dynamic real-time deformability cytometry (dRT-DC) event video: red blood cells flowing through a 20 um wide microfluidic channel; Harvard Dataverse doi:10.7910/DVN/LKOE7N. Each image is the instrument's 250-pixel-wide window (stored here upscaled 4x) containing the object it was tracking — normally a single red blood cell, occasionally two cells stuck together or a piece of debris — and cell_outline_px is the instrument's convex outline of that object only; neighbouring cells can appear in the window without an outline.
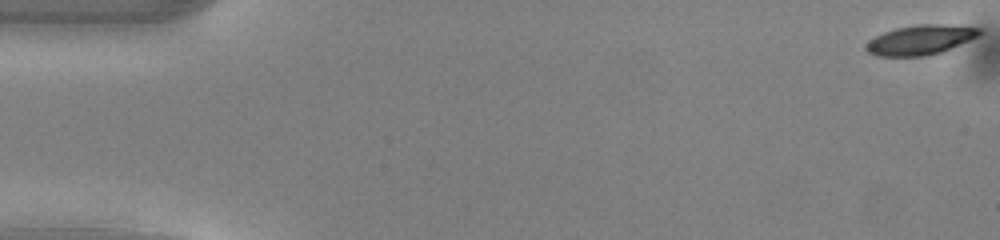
{"species": "common noctule bat (a hibernating species)", "species_latin": "Nyctalus noctula", "temperature_condition": "warm", "stored_images_in_passage": 51, "camera_frame_rate_fps": 3000, "um_per_image_px": 0.085, "animal": {"sex": "male", "body_mass_g": 13.0, "forearm_length_mm": 53.1}, "frame": {"image": 1, "passage_image": 1, "time_ms": 0.0, "image_size_px": [1000, 240], "cell_outline_px": [[984, 32], [980, 36], [940, 52], [924, 56], [876, 56], [868, 52], [864, 48], [864, 44], [868, 40], [884, 32], [896, 28], [916, 24], [944, 24], [984, 28]], "centroid_in_image_um": [78.25, 3.38], "position_along_channel_um": 6.8, "area_um2": 19.83}}
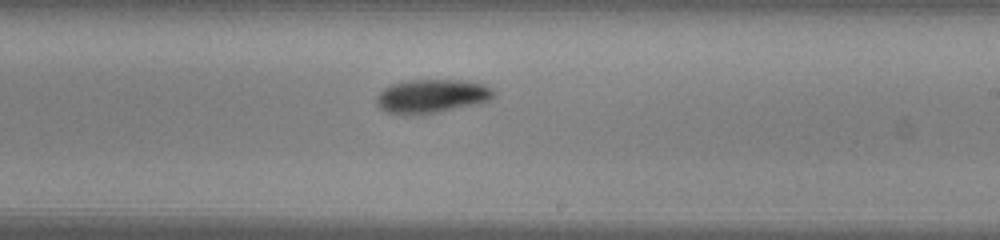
{"frame": {"image": 2, "passage_image": 30, "time_ms": 9.667, "image_size_px": [1000, 240], "cell_outline_px": [[496, 92], [488, 100], [480, 104], [420, 116], [388, 112], [380, 108], [376, 100], [376, 96], [384, 88], [392, 84], [408, 80], [464, 80], [484, 84], [492, 88]], "centroid_in_image_um": [36.72, 8.18], "position_along_channel_um": 252.3, "area_um2": 23.29}}
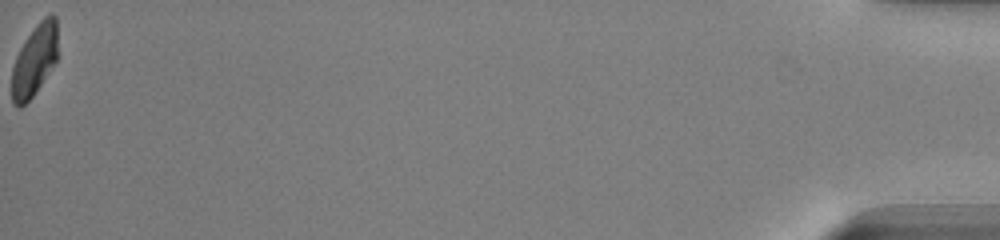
{"frame": {"image": 3, "passage_image": 51, "time_ms": 16.667, "image_size_px": [1000, 240], "cell_outline_px": [[56, 60], [32, 96], [20, 108], [16, 108], [12, 104], [12, 68], [16, 56], [20, 48], [28, 36], [40, 20], [44, 16], [52, 12], [56, 16]], "centroid_in_image_um": [2.9, 5.12], "position_along_channel_um": 432.3, "area_um2": 18.67}, "authors_computed_cell_mechanics": {"area_um2": 21.0392, "velocity_mm_per_s": 4.0968, "shape_relaxation_time_tau1_ms": 1.915, "shape_relaxation_time_tau2_ms": null, "deformation_change_tau1": 0.133, "deformation_change_tau2": null}}